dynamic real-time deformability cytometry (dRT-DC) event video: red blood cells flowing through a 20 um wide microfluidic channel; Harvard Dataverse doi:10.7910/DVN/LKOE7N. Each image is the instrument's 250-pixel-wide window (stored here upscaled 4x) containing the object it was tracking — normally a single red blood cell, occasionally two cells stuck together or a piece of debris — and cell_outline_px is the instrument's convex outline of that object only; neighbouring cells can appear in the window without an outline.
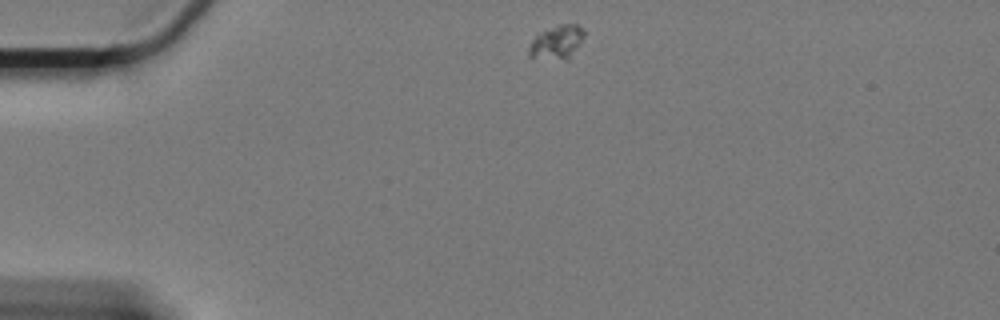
{"species": "Egyptian fruit bat (a non-hibernating species)", "species_latin": "Rousettus aegyptiacus", "temperature_condition": "cold", "stored_images_in_passage": 51, "camera_frame_rate_fps": 3000, "um_per_image_px": 0.085, "animal": {"sex": "female"}, "frame": {"image": 1, "passage_image": 1, "time_ms": 0.0, "image_size_px": [1000, 320], "cell_outline_px": [[584, 36], [580, 44], [568, 60], [564, 60], [528, 56], [528, 48], [532, 40], [540, 32], [556, 24], [576, 24], [584, 32]], "centroid_in_image_um": [47.32, 3.58], "position_along_channel_um": 37.7, "area_um2": 10.81}}
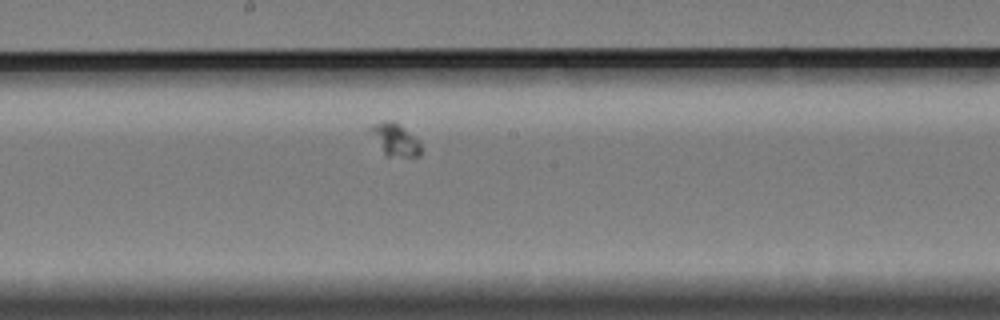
{"frame": {"image": 2, "passage_image": 22, "time_ms": 7.0, "image_size_px": [1000, 320], "cell_outline_px": [[424, 148], [420, 156], [384, 156], [368, 132], [368, 128], [372, 124], [384, 120], [392, 120], [400, 124], [416, 136], [420, 140]], "centroid_in_image_um": [33.58, 11.85], "position_along_channel_um": 214.6, "area_um2": 10.23}}
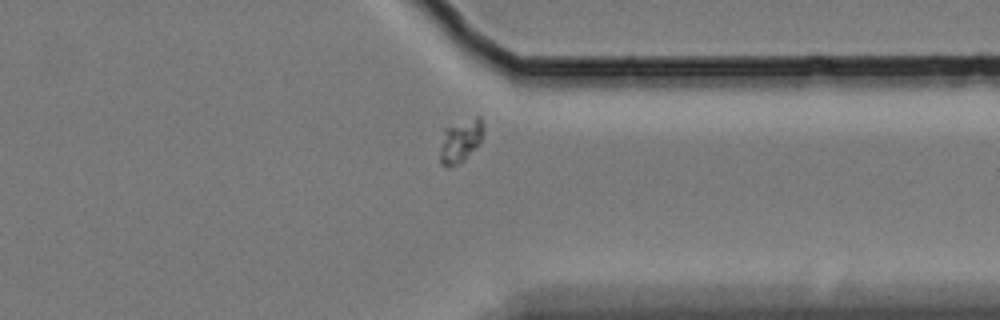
{"frame": {"image": 3, "passage_image": 37, "time_ms": 12.0, "image_size_px": [1000, 320], "cell_outline_px": [[484, 132], [480, 144], [464, 160], [448, 168], [440, 164], [440, 148], [444, 128], [476, 116], [480, 116], [484, 128]], "centroid_in_image_um": [39.15, 11.98], "position_along_channel_um": 372.2, "area_um2": 11.04}}